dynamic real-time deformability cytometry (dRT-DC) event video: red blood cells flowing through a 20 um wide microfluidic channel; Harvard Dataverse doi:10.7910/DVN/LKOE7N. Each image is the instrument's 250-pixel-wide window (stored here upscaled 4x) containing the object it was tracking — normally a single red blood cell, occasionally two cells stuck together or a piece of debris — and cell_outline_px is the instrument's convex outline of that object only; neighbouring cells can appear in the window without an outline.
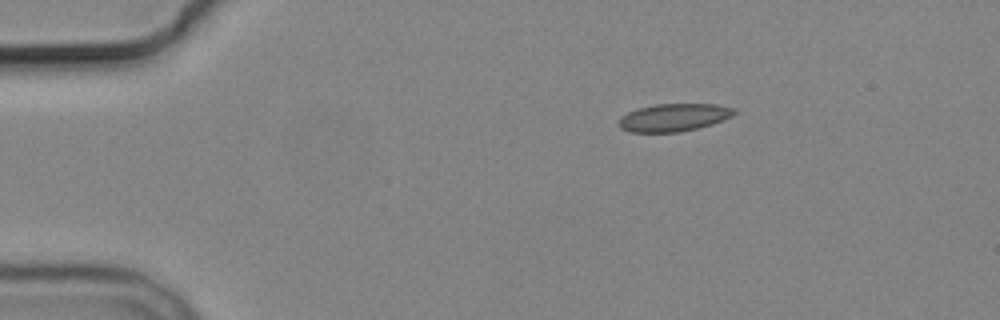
{"species": "common noctule bat (a hibernating species)", "species_latin": "Nyctalus noctula", "temperature_condition": "cold", "stored_images_in_passage": 3, "camera_frame_rate_fps": 3000, "um_per_image_px": 0.085, "animal": {"sex": "male", "body_mass_g": 19.2, "forearm_length_mm": 51.8}, "frame": {"image": 1, "passage_image": 1, "time_ms": 0.0, "image_size_px": [1000, 320], "cell_outline_px": [[736, 112], [732, 116], [712, 124], [680, 132], [628, 132], [620, 128], [616, 124], [620, 116], [636, 108], [656, 104], [716, 104], [736, 108]], "centroid_in_image_um": [57.22, 9.98], "position_along_channel_um": 27.8, "area_um2": 18.84}}